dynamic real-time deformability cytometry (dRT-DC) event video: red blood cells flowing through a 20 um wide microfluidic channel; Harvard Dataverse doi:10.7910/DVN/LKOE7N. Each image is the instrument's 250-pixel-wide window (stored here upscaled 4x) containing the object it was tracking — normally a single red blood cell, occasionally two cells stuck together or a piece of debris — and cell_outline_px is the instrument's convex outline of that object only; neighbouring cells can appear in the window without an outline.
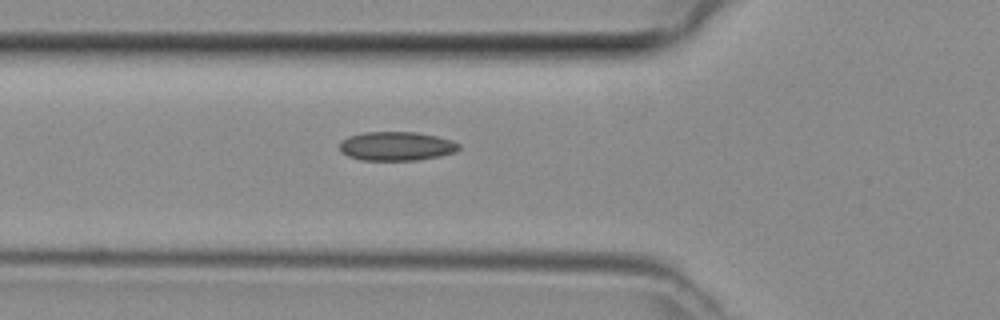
{"species": "common noctule bat (a hibernating species)", "species_latin": "Nyctalus noctula", "temperature_condition": "room temperature", "stored_images_in_passage": 6, "camera_frame_rate_fps": 3000, "um_per_image_px": 0.085, "animal": {"sex": "female", "body_mass_g": 29.2, "forearm_length_mm": 56.3}, "frame": {"image": 1, "passage_image": 6, "time_ms": 1.667, "image_size_px": [1000, 320], "cell_outline_px": [[460, 148], [456, 152], [440, 156], [416, 160], [360, 160], [348, 156], [340, 152], [340, 140], [348, 136], [364, 132], [416, 132], [436, 136], [452, 140], [460, 144]], "centroid_in_image_um": [33.68, 12.42], "position_along_channel_um": 92.1, "area_um2": 20.29}}